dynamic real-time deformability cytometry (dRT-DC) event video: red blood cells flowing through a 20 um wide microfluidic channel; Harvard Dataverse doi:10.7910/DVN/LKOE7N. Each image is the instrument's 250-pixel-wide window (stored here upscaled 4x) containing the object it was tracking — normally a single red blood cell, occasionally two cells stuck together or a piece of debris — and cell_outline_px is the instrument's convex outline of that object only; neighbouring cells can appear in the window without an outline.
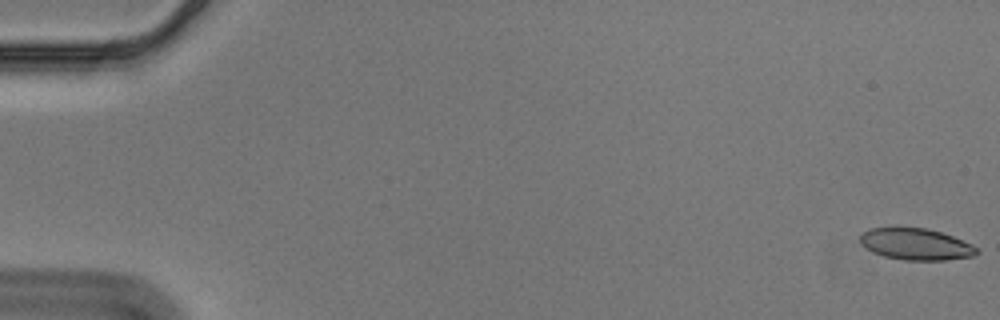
{"species": "Egyptian fruit bat (a non-hibernating species)", "species_latin": "Rousettus aegyptiacus", "temperature_condition": "cold", "stored_images_in_passage": 57, "camera_frame_rate_fps": 3000, "um_per_image_px": 0.085, "animal": {"sex": "male"}, "frame": {"image": 1, "passage_image": 1, "time_ms": 0.0, "image_size_px": [1000, 320], "cell_outline_px": [[980, 252], [972, 256], [944, 260], [904, 260], [884, 256], [872, 252], [860, 244], [860, 236], [868, 228], [896, 224], [928, 228], [952, 236], [972, 244], [980, 248]], "centroid_in_image_um": [77.8, 20.7], "position_along_channel_um": 7.2, "area_um2": 22.31}}
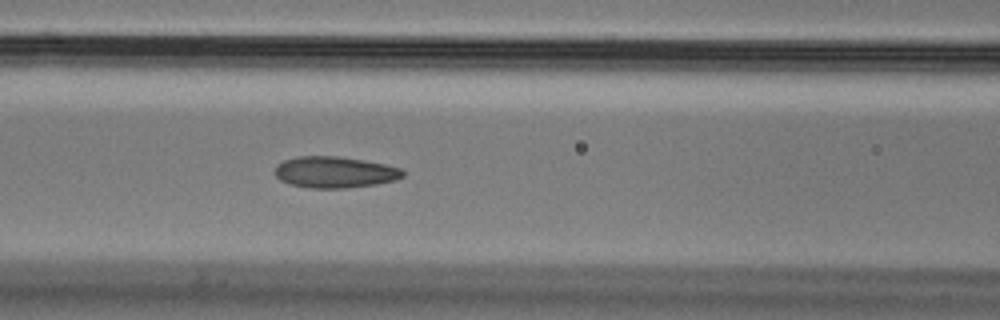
{"frame": {"image": 2, "passage_image": 25, "time_ms": 8.0, "image_size_px": [1000, 320], "cell_outline_px": [[404, 176], [396, 180], [376, 184], [344, 188], [308, 188], [288, 184], [280, 180], [272, 172], [276, 164], [284, 160], [296, 156], [340, 156], [384, 164], [400, 168], [404, 172]], "centroid_in_image_um": [28.39, 14.63], "position_along_channel_um": 138.2, "area_um2": 23.58}}
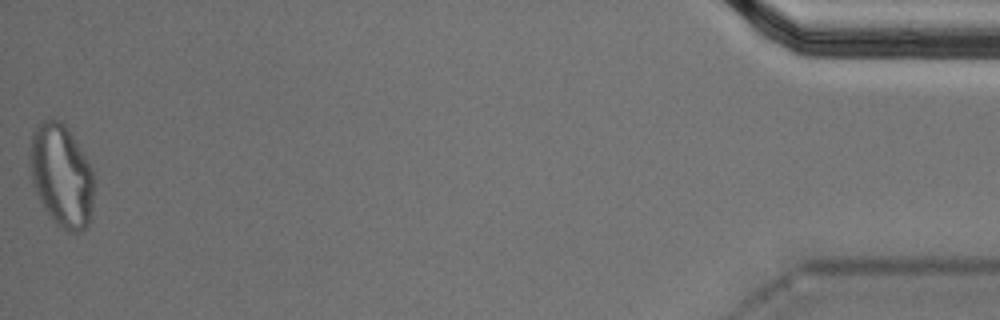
{"frame": {"image": 3, "passage_image": 57, "time_ms": 18.667, "image_size_px": [1000, 320], "cell_outline_px": [[92, 212], [88, 224], [80, 232], [68, 232], [56, 224], [44, 208], [36, 192], [32, 180], [32, 132], [36, 124], [40, 120], [60, 120], [68, 128], [92, 168]], "centroid_in_image_um": [5.24, 14.93], "position_along_channel_um": 430.0, "area_um2": 37.63}, "authors_computed_cell_mechanics": {"area_um2": 22.9466, "velocity_mm_per_s": 3.5647, "shape_relaxation_time_tau1_ms": 11.2959, "shape_relaxation_time_tau2_ms": 2.0237, "deformation_change_tau1": 0.2242, "deformation_change_tau2": 0.0819}}